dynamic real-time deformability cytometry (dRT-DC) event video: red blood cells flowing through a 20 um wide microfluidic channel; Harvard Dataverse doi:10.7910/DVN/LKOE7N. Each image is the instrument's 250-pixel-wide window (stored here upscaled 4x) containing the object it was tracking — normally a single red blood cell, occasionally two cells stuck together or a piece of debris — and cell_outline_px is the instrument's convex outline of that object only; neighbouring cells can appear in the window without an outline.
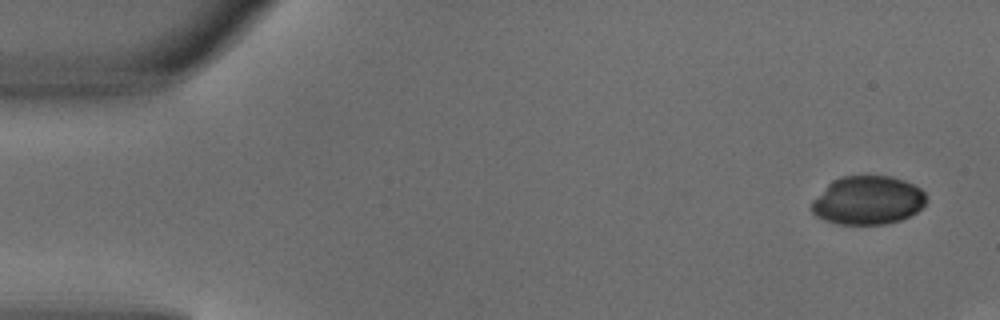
{"species": "common noctule bat (a hibernating species)", "species_latin": "Nyctalus noctula", "temperature_condition": "warm", "stored_images_in_passage": 4, "camera_frame_rate_fps": 3000, "um_per_image_px": 0.085, "animal": {"sex": "male", "body_mass_g": 18.8}, "frame": {"image": 1, "passage_image": 1, "time_ms": 0.0, "image_size_px": [1000, 320], "cell_outline_px": [[924, 204], [916, 212], [900, 220], [884, 224], [836, 224], [824, 220], [816, 216], [808, 208], [812, 200], [832, 180], [840, 176], [892, 176], [904, 180], [920, 188], [924, 192]], "centroid_in_image_um": [73.7, 17.03], "position_along_channel_um": 11.3, "area_um2": 32.48}}